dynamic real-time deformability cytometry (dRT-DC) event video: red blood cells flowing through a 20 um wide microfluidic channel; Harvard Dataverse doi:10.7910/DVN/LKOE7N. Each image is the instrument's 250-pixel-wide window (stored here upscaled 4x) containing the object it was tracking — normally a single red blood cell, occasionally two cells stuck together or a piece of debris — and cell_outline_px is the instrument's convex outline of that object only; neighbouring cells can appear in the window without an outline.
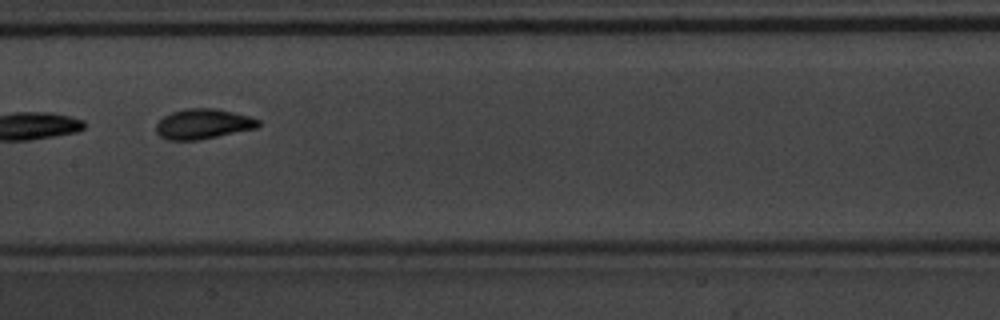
{"species": "common noctule bat (a hibernating species)", "species_latin": "Nyctalus noctula", "temperature_condition": "warm", "stored_images_in_passage": 8, "camera_frame_rate_fps": 3000, "um_per_image_px": 0.085, "animal": {"sex": "male", "body_mass_g": 20.1, "forearm_length_mm": 53.5}, "frame": {"image": 1, "passage_image": 8, "time_ms": 2.333, "image_size_px": [1000, 320], "cell_outline_px": [[260, 124], [256, 128], [200, 140], [168, 140], [160, 136], [156, 132], [156, 124], [164, 116], [172, 112], [184, 108], [216, 108], [248, 116], [260, 120]], "centroid_in_image_um": [17.24, 10.53], "position_along_channel_um": 190.2, "area_um2": 17.92}}